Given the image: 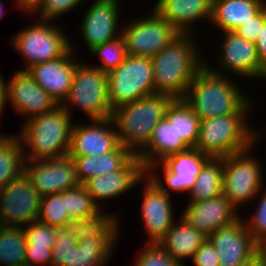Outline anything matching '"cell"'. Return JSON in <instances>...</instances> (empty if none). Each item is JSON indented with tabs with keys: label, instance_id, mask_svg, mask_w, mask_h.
Listing matches in <instances>:
<instances>
[{
	"label": "cell",
	"instance_id": "1",
	"mask_svg": "<svg viewBox=\"0 0 266 266\" xmlns=\"http://www.w3.org/2000/svg\"><path fill=\"white\" fill-rule=\"evenodd\" d=\"M193 35L180 34L151 57L155 94L183 99L193 78L205 65Z\"/></svg>",
	"mask_w": 266,
	"mask_h": 266
},
{
	"label": "cell",
	"instance_id": "2",
	"mask_svg": "<svg viewBox=\"0 0 266 266\" xmlns=\"http://www.w3.org/2000/svg\"><path fill=\"white\" fill-rule=\"evenodd\" d=\"M207 65L205 61V65L190 83L183 100L200 120L238 113L251 99L245 96L239 85L232 78L229 79L225 72Z\"/></svg>",
	"mask_w": 266,
	"mask_h": 266
},
{
	"label": "cell",
	"instance_id": "3",
	"mask_svg": "<svg viewBox=\"0 0 266 266\" xmlns=\"http://www.w3.org/2000/svg\"><path fill=\"white\" fill-rule=\"evenodd\" d=\"M251 104L249 101L238 113L200 120L195 148L211 158H223L252 149L260 134L247 121Z\"/></svg>",
	"mask_w": 266,
	"mask_h": 266
},
{
	"label": "cell",
	"instance_id": "4",
	"mask_svg": "<svg viewBox=\"0 0 266 266\" xmlns=\"http://www.w3.org/2000/svg\"><path fill=\"white\" fill-rule=\"evenodd\" d=\"M71 115L61 105L24 122L19 133L25 160L61 158L68 155L72 133ZM26 145V146H25ZM28 154V155H27Z\"/></svg>",
	"mask_w": 266,
	"mask_h": 266
},
{
	"label": "cell",
	"instance_id": "5",
	"mask_svg": "<svg viewBox=\"0 0 266 266\" xmlns=\"http://www.w3.org/2000/svg\"><path fill=\"white\" fill-rule=\"evenodd\" d=\"M172 100L168 95L153 94L117 107L112 119L120 143L138 155L148 145L154 127L164 117Z\"/></svg>",
	"mask_w": 266,
	"mask_h": 266
},
{
	"label": "cell",
	"instance_id": "6",
	"mask_svg": "<svg viewBox=\"0 0 266 266\" xmlns=\"http://www.w3.org/2000/svg\"><path fill=\"white\" fill-rule=\"evenodd\" d=\"M70 103L81 108L90 121L112 117L114 110L109 102L108 74L94 65L79 62L68 95L60 104L72 115Z\"/></svg>",
	"mask_w": 266,
	"mask_h": 266
},
{
	"label": "cell",
	"instance_id": "7",
	"mask_svg": "<svg viewBox=\"0 0 266 266\" xmlns=\"http://www.w3.org/2000/svg\"><path fill=\"white\" fill-rule=\"evenodd\" d=\"M38 20L15 34L11 41L27 62L24 71L36 64L62 57L71 48V42L59 26L51 21Z\"/></svg>",
	"mask_w": 266,
	"mask_h": 266
},
{
	"label": "cell",
	"instance_id": "8",
	"mask_svg": "<svg viewBox=\"0 0 266 266\" xmlns=\"http://www.w3.org/2000/svg\"><path fill=\"white\" fill-rule=\"evenodd\" d=\"M107 74L108 96L113 110L155 94L151 58L127 55L117 68Z\"/></svg>",
	"mask_w": 266,
	"mask_h": 266
},
{
	"label": "cell",
	"instance_id": "9",
	"mask_svg": "<svg viewBox=\"0 0 266 266\" xmlns=\"http://www.w3.org/2000/svg\"><path fill=\"white\" fill-rule=\"evenodd\" d=\"M250 149L223 157L222 194L237 209L264 189L262 167L258 159L251 157Z\"/></svg>",
	"mask_w": 266,
	"mask_h": 266
},
{
	"label": "cell",
	"instance_id": "10",
	"mask_svg": "<svg viewBox=\"0 0 266 266\" xmlns=\"http://www.w3.org/2000/svg\"><path fill=\"white\" fill-rule=\"evenodd\" d=\"M117 239L77 241L73 233L56 228L50 266H104L108 263Z\"/></svg>",
	"mask_w": 266,
	"mask_h": 266
},
{
	"label": "cell",
	"instance_id": "11",
	"mask_svg": "<svg viewBox=\"0 0 266 266\" xmlns=\"http://www.w3.org/2000/svg\"><path fill=\"white\" fill-rule=\"evenodd\" d=\"M122 28L126 53L136 57L151 58L180 35L155 9L149 17L135 19Z\"/></svg>",
	"mask_w": 266,
	"mask_h": 266
},
{
	"label": "cell",
	"instance_id": "12",
	"mask_svg": "<svg viewBox=\"0 0 266 266\" xmlns=\"http://www.w3.org/2000/svg\"><path fill=\"white\" fill-rule=\"evenodd\" d=\"M42 196L23 173L0 188V226L24 227L37 220Z\"/></svg>",
	"mask_w": 266,
	"mask_h": 266
},
{
	"label": "cell",
	"instance_id": "13",
	"mask_svg": "<svg viewBox=\"0 0 266 266\" xmlns=\"http://www.w3.org/2000/svg\"><path fill=\"white\" fill-rule=\"evenodd\" d=\"M210 158V156L201 153L196 148H190L170 155L161 162L154 163L147 169V175L169 195L170 190L189 193L201 169ZM156 166L162 167L164 182L156 174V168L158 169Z\"/></svg>",
	"mask_w": 266,
	"mask_h": 266
},
{
	"label": "cell",
	"instance_id": "14",
	"mask_svg": "<svg viewBox=\"0 0 266 266\" xmlns=\"http://www.w3.org/2000/svg\"><path fill=\"white\" fill-rule=\"evenodd\" d=\"M24 173L42 197L80 185L75 162L68 155L53 159L25 160Z\"/></svg>",
	"mask_w": 266,
	"mask_h": 266
},
{
	"label": "cell",
	"instance_id": "15",
	"mask_svg": "<svg viewBox=\"0 0 266 266\" xmlns=\"http://www.w3.org/2000/svg\"><path fill=\"white\" fill-rule=\"evenodd\" d=\"M216 249L219 266H238L251 259L261 248L248 232L241 216L207 238Z\"/></svg>",
	"mask_w": 266,
	"mask_h": 266
},
{
	"label": "cell",
	"instance_id": "16",
	"mask_svg": "<svg viewBox=\"0 0 266 266\" xmlns=\"http://www.w3.org/2000/svg\"><path fill=\"white\" fill-rule=\"evenodd\" d=\"M91 122L92 125L73 123L68 156H100L121 145L112 117Z\"/></svg>",
	"mask_w": 266,
	"mask_h": 266
},
{
	"label": "cell",
	"instance_id": "17",
	"mask_svg": "<svg viewBox=\"0 0 266 266\" xmlns=\"http://www.w3.org/2000/svg\"><path fill=\"white\" fill-rule=\"evenodd\" d=\"M9 82L7 81V97L13 109L30 118L50 112L59 106L46 91L37 85L28 71L18 70Z\"/></svg>",
	"mask_w": 266,
	"mask_h": 266
},
{
	"label": "cell",
	"instance_id": "18",
	"mask_svg": "<svg viewBox=\"0 0 266 266\" xmlns=\"http://www.w3.org/2000/svg\"><path fill=\"white\" fill-rule=\"evenodd\" d=\"M74 44L62 56L30 67L27 71L35 83L46 91L60 105L68 95L73 83L78 60L75 59ZM76 61V62H75Z\"/></svg>",
	"mask_w": 266,
	"mask_h": 266
},
{
	"label": "cell",
	"instance_id": "19",
	"mask_svg": "<svg viewBox=\"0 0 266 266\" xmlns=\"http://www.w3.org/2000/svg\"><path fill=\"white\" fill-rule=\"evenodd\" d=\"M119 0H94L81 24V38L89 51L121 36ZM118 30V31H117Z\"/></svg>",
	"mask_w": 266,
	"mask_h": 266
},
{
	"label": "cell",
	"instance_id": "20",
	"mask_svg": "<svg viewBox=\"0 0 266 266\" xmlns=\"http://www.w3.org/2000/svg\"><path fill=\"white\" fill-rule=\"evenodd\" d=\"M143 180L146 184L140 216L149 236L148 243H158L174 223L172 199L148 175Z\"/></svg>",
	"mask_w": 266,
	"mask_h": 266
},
{
	"label": "cell",
	"instance_id": "21",
	"mask_svg": "<svg viewBox=\"0 0 266 266\" xmlns=\"http://www.w3.org/2000/svg\"><path fill=\"white\" fill-rule=\"evenodd\" d=\"M223 42V43H222ZM219 62L230 74L266 80V69L260 64L254 42L238 36L235 32H224Z\"/></svg>",
	"mask_w": 266,
	"mask_h": 266
},
{
	"label": "cell",
	"instance_id": "22",
	"mask_svg": "<svg viewBox=\"0 0 266 266\" xmlns=\"http://www.w3.org/2000/svg\"><path fill=\"white\" fill-rule=\"evenodd\" d=\"M147 170L142 161L135 155L122 169L108 174L90 178L83 185L94 202L102 208L101 202L115 198L135 187L146 177Z\"/></svg>",
	"mask_w": 266,
	"mask_h": 266
},
{
	"label": "cell",
	"instance_id": "23",
	"mask_svg": "<svg viewBox=\"0 0 266 266\" xmlns=\"http://www.w3.org/2000/svg\"><path fill=\"white\" fill-rule=\"evenodd\" d=\"M181 216L207 238L240 217L223 194L204 201L189 202Z\"/></svg>",
	"mask_w": 266,
	"mask_h": 266
},
{
	"label": "cell",
	"instance_id": "24",
	"mask_svg": "<svg viewBox=\"0 0 266 266\" xmlns=\"http://www.w3.org/2000/svg\"><path fill=\"white\" fill-rule=\"evenodd\" d=\"M153 7L180 34H191L196 21L212 17V0H158Z\"/></svg>",
	"mask_w": 266,
	"mask_h": 266
},
{
	"label": "cell",
	"instance_id": "25",
	"mask_svg": "<svg viewBox=\"0 0 266 266\" xmlns=\"http://www.w3.org/2000/svg\"><path fill=\"white\" fill-rule=\"evenodd\" d=\"M190 149L181 138L177 137L173 121L163 117L154 127L148 145L137 155L147 170L154 163L166 157Z\"/></svg>",
	"mask_w": 266,
	"mask_h": 266
},
{
	"label": "cell",
	"instance_id": "26",
	"mask_svg": "<svg viewBox=\"0 0 266 266\" xmlns=\"http://www.w3.org/2000/svg\"><path fill=\"white\" fill-rule=\"evenodd\" d=\"M265 6L266 1L263 0H212L210 23H214L222 32H233Z\"/></svg>",
	"mask_w": 266,
	"mask_h": 266
},
{
	"label": "cell",
	"instance_id": "27",
	"mask_svg": "<svg viewBox=\"0 0 266 266\" xmlns=\"http://www.w3.org/2000/svg\"><path fill=\"white\" fill-rule=\"evenodd\" d=\"M174 222L172 227L158 244L175 260L184 264L182 259L192 260L196 250L207 239L205 235L192 227L182 216Z\"/></svg>",
	"mask_w": 266,
	"mask_h": 266
},
{
	"label": "cell",
	"instance_id": "28",
	"mask_svg": "<svg viewBox=\"0 0 266 266\" xmlns=\"http://www.w3.org/2000/svg\"><path fill=\"white\" fill-rule=\"evenodd\" d=\"M135 155L122 144L114 151L100 156H69L76 166L77 178L84 184L92 177L122 169Z\"/></svg>",
	"mask_w": 266,
	"mask_h": 266
},
{
	"label": "cell",
	"instance_id": "29",
	"mask_svg": "<svg viewBox=\"0 0 266 266\" xmlns=\"http://www.w3.org/2000/svg\"><path fill=\"white\" fill-rule=\"evenodd\" d=\"M102 210L93 216L70 218L65 229L73 233L77 241L92 239H118L119 221L115 215Z\"/></svg>",
	"mask_w": 266,
	"mask_h": 266
},
{
	"label": "cell",
	"instance_id": "30",
	"mask_svg": "<svg viewBox=\"0 0 266 266\" xmlns=\"http://www.w3.org/2000/svg\"><path fill=\"white\" fill-rule=\"evenodd\" d=\"M25 152L19 136L0 135V188L24 173Z\"/></svg>",
	"mask_w": 266,
	"mask_h": 266
},
{
	"label": "cell",
	"instance_id": "31",
	"mask_svg": "<svg viewBox=\"0 0 266 266\" xmlns=\"http://www.w3.org/2000/svg\"><path fill=\"white\" fill-rule=\"evenodd\" d=\"M164 117L173 121L178 138L189 148H195L199 137V117L183 99H173L167 106Z\"/></svg>",
	"mask_w": 266,
	"mask_h": 266
},
{
	"label": "cell",
	"instance_id": "32",
	"mask_svg": "<svg viewBox=\"0 0 266 266\" xmlns=\"http://www.w3.org/2000/svg\"><path fill=\"white\" fill-rule=\"evenodd\" d=\"M223 189V158H210L203 166L189 191L190 202L217 197Z\"/></svg>",
	"mask_w": 266,
	"mask_h": 266
},
{
	"label": "cell",
	"instance_id": "33",
	"mask_svg": "<svg viewBox=\"0 0 266 266\" xmlns=\"http://www.w3.org/2000/svg\"><path fill=\"white\" fill-rule=\"evenodd\" d=\"M26 244L24 227L0 226V264L17 266L25 263Z\"/></svg>",
	"mask_w": 266,
	"mask_h": 266
},
{
	"label": "cell",
	"instance_id": "34",
	"mask_svg": "<svg viewBox=\"0 0 266 266\" xmlns=\"http://www.w3.org/2000/svg\"><path fill=\"white\" fill-rule=\"evenodd\" d=\"M69 219L65 205V191L42 197L38 221L51 227L63 228Z\"/></svg>",
	"mask_w": 266,
	"mask_h": 266
},
{
	"label": "cell",
	"instance_id": "35",
	"mask_svg": "<svg viewBox=\"0 0 266 266\" xmlns=\"http://www.w3.org/2000/svg\"><path fill=\"white\" fill-rule=\"evenodd\" d=\"M65 205L70 218L93 216L101 210L82 184L65 191Z\"/></svg>",
	"mask_w": 266,
	"mask_h": 266
},
{
	"label": "cell",
	"instance_id": "36",
	"mask_svg": "<svg viewBox=\"0 0 266 266\" xmlns=\"http://www.w3.org/2000/svg\"><path fill=\"white\" fill-rule=\"evenodd\" d=\"M90 51L91 55L99 57L102 61L101 65H95V67L100 68L106 73L117 68L127 57L125 41L122 36L108 41L101 46H96Z\"/></svg>",
	"mask_w": 266,
	"mask_h": 266
},
{
	"label": "cell",
	"instance_id": "37",
	"mask_svg": "<svg viewBox=\"0 0 266 266\" xmlns=\"http://www.w3.org/2000/svg\"><path fill=\"white\" fill-rule=\"evenodd\" d=\"M81 1L83 0H37L27 13H36L37 15L39 11L40 13L38 14L41 16L38 19L52 21L60 17V15H64L68 11L77 8Z\"/></svg>",
	"mask_w": 266,
	"mask_h": 266
},
{
	"label": "cell",
	"instance_id": "38",
	"mask_svg": "<svg viewBox=\"0 0 266 266\" xmlns=\"http://www.w3.org/2000/svg\"><path fill=\"white\" fill-rule=\"evenodd\" d=\"M133 263L134 266H184L173 259L158 243H148Z\"/></svg>",
	"mask_w": 266,
	"mask_h": 266
},
{
	"label": "cell",
	"instance_id": "39",
	"mask_svg": "<svg viewBox=\"0 0 266 266\" xmlns=\"http://www.w3.org/2000/svg\"><path fill=\"white\" fill-rule=\"evenodd\" d=\"M266 189V187H265ZM260 190L258 194H263L260 196L261 201L254 213V216H251V220H248L245 225L248 229V232L252 235L255 243L261 248H266V190Z\"/></svg>",
	"mask_w": 266,
	"mask_h": 266
},
{
	"label": "cell",
	"instance_id": "40",
	"mask_svg": "<svg viewBox=\"0 0 266 266\" xmlns=\"http://www.w3.org/2000/svg\"><path fill=\"white\" fill-rule=\"evenodd\" d=\"M26 227V228H25ZM24 227L27 244L40 247H53L56 237V228L38 220Z\"/></svg>",
	"mask_w": 266,
	"mask_h": 266
},
{
	"label": "cell",
	"instance_id": "41",
	"mask_svg": "<svg viewBox=\"0 0 266 266\" xmlns=\"http://www.w3.org/2000/svg\"><path fill=\"white\" fill-rule=\"evenodd\" d=\"M265 21L266 6L256 16L248 20L246 23H243L233 32H235L238 36L255 43Z\"/></svg>",
	"mask_w": 266,
	"mask_h": 266
},
{
	"label": "cell",
	"instance_id": "42",
	"mask_svg": "<svg viewBox=\"0 0 266 266\" xmlns=\"http://www.w3.org/2000/svg\"><path fill=\"white\" fill-rule=\"evenodd\" d=\"M194 266H219V257L211 242L206 239L191 260Z\"/></svg>",
	"mask_w": 266,
	"mask_h": 266
},
{
	"label": "cell",
	"instance_id": "43",
	"mask_svg": "<svg viewBox=\"0 0 266 266\" xmlns=\"http://www.w3.org/2000/svg\"><path fill=\"white\" fill-rule=\"evenodd\" d=\"M53 247H40L34 244H26L25 259L26 263L34 266H47L51 264Z\"/></svg>",
	"mask_w": 266,
	"mask_h": 266
},
{
	"label": "cell",
	"instance_id": "44",
	"mask_svg": "<svg viewBox=\"0 0 266 266\" xmlns=\"http://www.w3.org/2000/svg\"><path fill=\"white\" fill-rule=\"evenodd\" d=\"M255 46L260 64L266 69V21L264 22L263 28L258 34V37L255 41Z\"/></svg>",
	"mask_w": 266,
	"mask_h": 266
},
{
	"label": "cell",
	"instance_id": "45",
	"mask_svg": "<svg viewBox=\"0 0 266 266\" xmlns=\"http://www.w3.org/2000/svg\"><path fill=\"white\" fill-rule=\"evenodd\" d=\"M238 266H266V252L260 249L251 259Z\"/></svg>",
	"mask_w": 266,
	"mask_h": 266
},
{
	"label": "cell",
	"instance_id": "46",
	"mask_svg": "<svg viewBox=\"0 0 266 266\" xmlns=\"http://www.w3.org/2000/svg\"><path fill=\"white\" fill-rule=\"evenodd\" d=\"M8 97H7V81L3 78L2 74L0 73V116L3 115L5 104H7ZM2 117H0L1 119Z\"/></svg>",
	"mask_w": 266,
	"mask_h": 266
},
{
	"label": "cell",
	"instance_id": "47",
	"mask_svg": "<svg viewBox=\"0 0 266 266\" xmlns=\"http://www.w3.org/2000/svg\"><path fill=\"white\" fill-rule=\"evenodd\" d=\"M36 1L37 0H15V4H17L16 6H18V8L27 12L36 3Z\"/></svg>",
	"mask_w": 266,
	"mask_h": 266
},
{
	"label": "cell",
	"instance_id": "48",
	"mask_svg": "<svg viewBox=\"0 0 266 266\" xmlns=\"http://www.w3.org/2000/svg\"><path fill=\"white\" fill-rule=\"evenodd\" d=\"M1 2H3V1H0V18L4 14V9H3L4 7L2 6L3 4Z\"/></svg>",
	"mask_w": 266,
	"mask_h": 266
},
{
	"label": "cell",
	"instance_id": "49",
	"mask_svg": "<svg viewBox=\"0 0 266 266\" xmlns=\"http://www.w3.org/2000/svg\"><path fill=\"white\" fill-rule=\"evenodd\" d=\"M17 266H34V265H31L30 263H22V264H19V265H17Z\"/></svg>",
	"mask_w": 266,
	"mask_h": 266
}]
</instances>
